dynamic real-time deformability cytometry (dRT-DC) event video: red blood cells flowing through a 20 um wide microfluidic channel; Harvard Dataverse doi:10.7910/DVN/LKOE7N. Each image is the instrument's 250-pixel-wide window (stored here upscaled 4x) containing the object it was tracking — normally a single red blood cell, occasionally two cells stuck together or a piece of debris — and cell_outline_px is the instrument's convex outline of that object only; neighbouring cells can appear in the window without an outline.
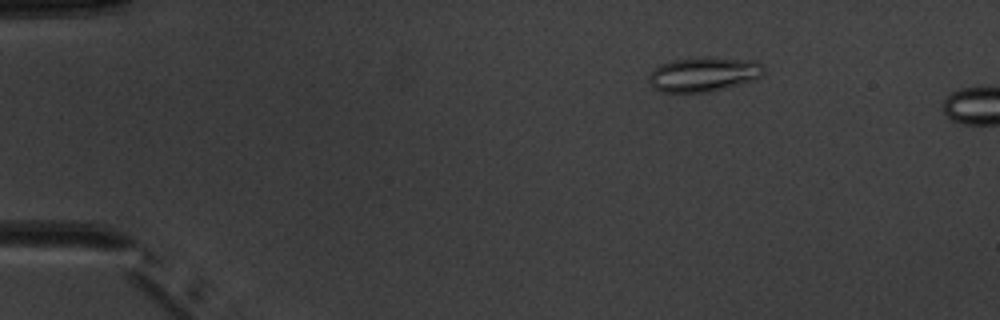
{"species": "common noctule bat (a hibernating species)", "species_latin": "Nyctalus noctula", "temperature_condition": "warm", "stored_images_in_passage": 3, "camera_frame_rate_fps": 3000, "um_per_image_px": 0.085, "animal": {"sex": "male", "body_mass_g": 20.1, "forearm_length_mm": 53.5}, "frame": {"image": 1, "passage_image": 3, "time_ms": 2.333, "image_size_px": [1000, 320], "cell_outline_px": [[764, 72], [760, 76], [752, 80], [712, 92], [660, 92], [652, 88], [648, 80], [648, 72], [660, 64], [672, 60], [708, 56], [756, 60], [764, 64]], "centroid_in_image_um": [59.79, 6.3], "position_along_channel_um": 25.2, "area_um2": 23.64}}